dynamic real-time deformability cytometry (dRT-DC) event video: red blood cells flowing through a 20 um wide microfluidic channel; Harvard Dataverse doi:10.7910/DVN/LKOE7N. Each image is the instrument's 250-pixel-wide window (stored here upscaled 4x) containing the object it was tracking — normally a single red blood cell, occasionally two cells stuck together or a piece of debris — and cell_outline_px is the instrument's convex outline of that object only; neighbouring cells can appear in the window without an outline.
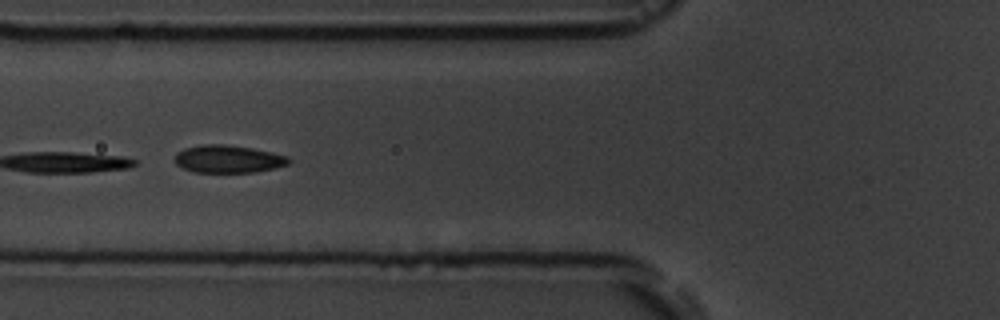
{"species": "common noctule bat (a hibernating species)", "species_latin": "Nyctalus noctula", "temperature_condition": "room temperature", "stored_images_in_passage": 15, "camera_frame_rate_fps": 3000, "um_per_image_px": 0.085, "animal": {"sex": "male", "body_mass_g": 19.5, "forearm_length_mm": 54.6}, "frame": {"image": 1, "passage_image": 5, "time_ms": 4.667, "image_size_px": [1000, 320], "cell_outline_px": [[292, 160], [288, 164], [276, 168], [256, 172], [192, 172], [176, 164], [172, 160], [176, 152], [184, 148], [204, 144], [224, 144], [252, 148], [272, 152], [288, 156]], "centroid_in_image_um": [19.38, 13.51], "position_along_channel_um": 106.4, "area_um2": 18.61}}